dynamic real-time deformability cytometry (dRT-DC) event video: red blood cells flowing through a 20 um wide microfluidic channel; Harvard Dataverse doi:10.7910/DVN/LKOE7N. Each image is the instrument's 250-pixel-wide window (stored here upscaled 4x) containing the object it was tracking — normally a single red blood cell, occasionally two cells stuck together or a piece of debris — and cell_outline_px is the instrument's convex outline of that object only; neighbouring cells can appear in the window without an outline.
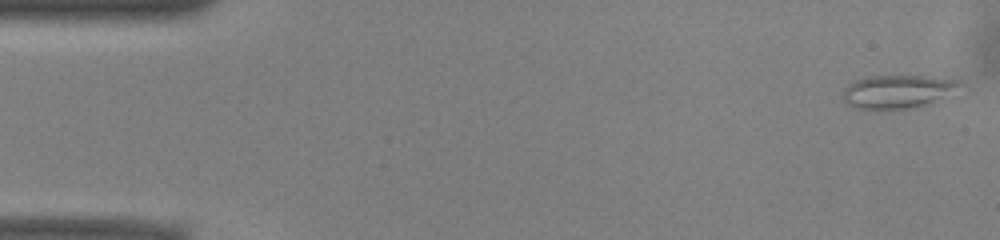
{"species": "common noctule bat (a hibernating species)", "species_latin": "Nyctalus noctula", "temperature_condition": "warm", "stored_images_in_passage": 51, "camera_frame_rate_fps": 3000, "um_per_image_px": 0.085, "animal": {"sex": "male", "body_mass_g": 13.0, "forearm_length_mm": 53.1}, "frame": {"image": 1, "passage_image": 1, "time_ms": 0.0, "image_size_px": [1000, 240], "cell_outline_px": [[964, 84], [916, 108], [856, 108], [848, 104], [844, 100], [844, 88], [848, 84], [864, 76], [924, 76], [960, 80]], "centroid_in_image_um": [76.22, 7.75], "position_along_channel_um": 8.8, "area_um2": 21.85}}
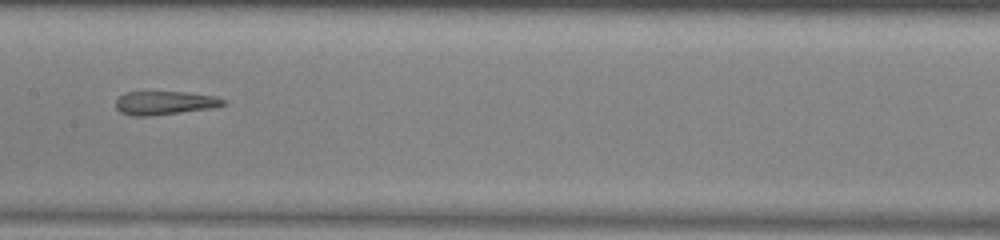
{"frame": {"image": 2, "passage_image": 25, "time_ms": 8.0, "image_size_px": [1000, 240], "cell_outline_px": [[228, 104], [216, 108], [152, 116], [132, 116], [120, 112], [116, 108], [116, 100], [124, 92], [184, 92], [216, 96], [228, 100]], "centroid_in_image_um": [14.07, 8.76], "position_along_channel_um": 193.3, "area_um2": 15.14}}
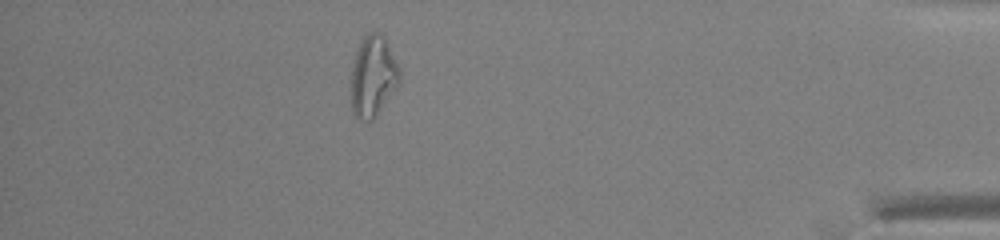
{"frame": {"image": 3, "passage_image": 45, "time_ms": 14.667, "image_size_px": [1000, 240], "cell_outline_px": [[400, 84], [376, 116], [372, 120], [368, 120], [356, 116], [352, 112], [352, 64], [356, 52], [364, 36], [368, 32], [376, 32], [384, 36], [400, 68]], "centroid_in_image_um": [31.74, 6.47], "position_along_channel_um": 403.5, "area_um2": 22.72}, "authors_computed_cell_mechanics": {"area_um2": 19.4208, "velocity_mm_per_s": 3.9294, "shape_relaxation_time_tau1_ms": null, "shape_relaxation_time_tau2_ms": 1.7359, "deformation_change_tau1": null, "deformation_change_tau2": 0.1283}}